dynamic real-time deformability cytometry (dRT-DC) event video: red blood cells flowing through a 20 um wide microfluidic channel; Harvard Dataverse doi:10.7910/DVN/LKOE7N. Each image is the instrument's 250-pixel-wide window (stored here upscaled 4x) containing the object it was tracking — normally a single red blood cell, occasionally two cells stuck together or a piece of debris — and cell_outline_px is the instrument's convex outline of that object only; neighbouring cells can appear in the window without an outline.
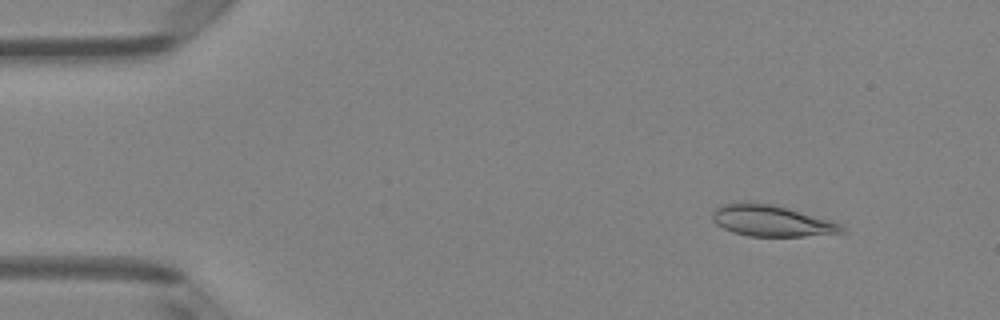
{"species": "Egyptian fruit bat (a non-hibernating species)", "species_latin": "Rousettus aegyptiacus", "temperature_condition": "room temperature", "stored_images_in_passage": 49, "camera_frame_rate_fps": 3000, "um_per_image_px": 0.085, "animal": {"sex": "female"}, "frame": {"image": 1, "passage_image": 5, "time_ms": 1.333, "image_size_px": [1000, 320], "cell_outline_px": [[848, 232], [804, 236], [748, 236], [732, 232], [716, 224], [712, 220], [712, 208], [720, 204], [748, 200], [772, 204], [788, 208], [828, 220], [840, 224]], "centroid_in_image_um": [65.48, 18.74], "position_along_channel_um": 19.5, "area_um2": 23.81}}
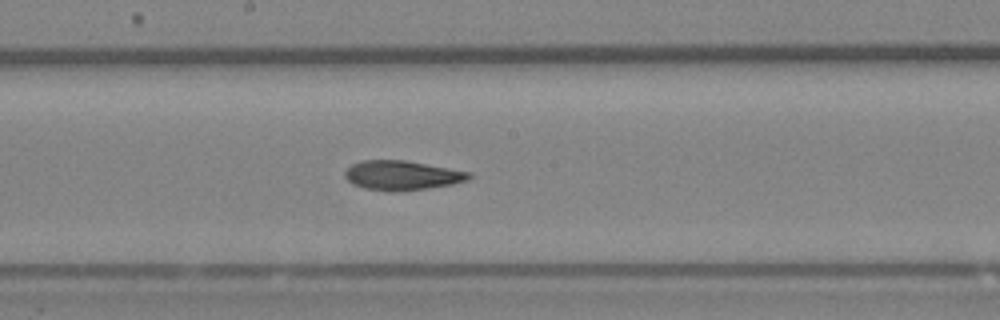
{"frame": {"image": 2, "passage_image": 26, "time_ms": 8.333, "image_size_px": [1000, 320], "cell_outline_px": [[472, 176], [468, 180], [452, 184], [428, 188], [396, 192], [388, 192], [364, 188], [352, 184], [344, 176], [344, 172], [352, 164], [360, 160], [404, 160], [472, 172]], "centroid_in_image_um": [34.16, 14.91], "position_along_channel_um": 214.0, "area_um2": 21.44}}
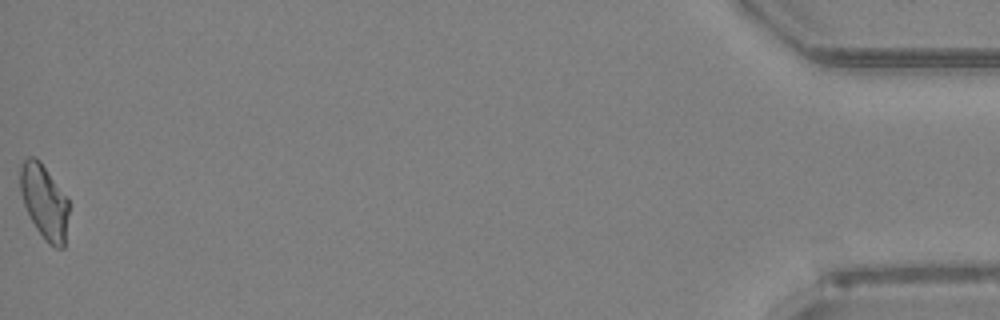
{"frame": {"image": 3, "passage_image": 49, "time_ms": 16.0, "image_size_px": [1000, 320], "cell_outline_px": [[68, 212], [64, 248], [56, 248], [48, 244], [36, 228], [24, 204], [20, 192], [20, 164], [28, 156], [36, 156], [40, 160], [68, 196]], "centroid_in_image_um": [3.77, 17.1], "position_along_channel_um": 431.4, "area_um2": 21.27}, "authors_computed_cell_mechanics": {"area_um2": 21.5594, "velocity_mm_per_s": 4.1117, "shape_relaxation_time_tau1_ms": null, "shape_relaxation_time_tau2_ms": 3.0098, "deformation_change_tau1": null, "deformation_change_tau2": 0.084}}